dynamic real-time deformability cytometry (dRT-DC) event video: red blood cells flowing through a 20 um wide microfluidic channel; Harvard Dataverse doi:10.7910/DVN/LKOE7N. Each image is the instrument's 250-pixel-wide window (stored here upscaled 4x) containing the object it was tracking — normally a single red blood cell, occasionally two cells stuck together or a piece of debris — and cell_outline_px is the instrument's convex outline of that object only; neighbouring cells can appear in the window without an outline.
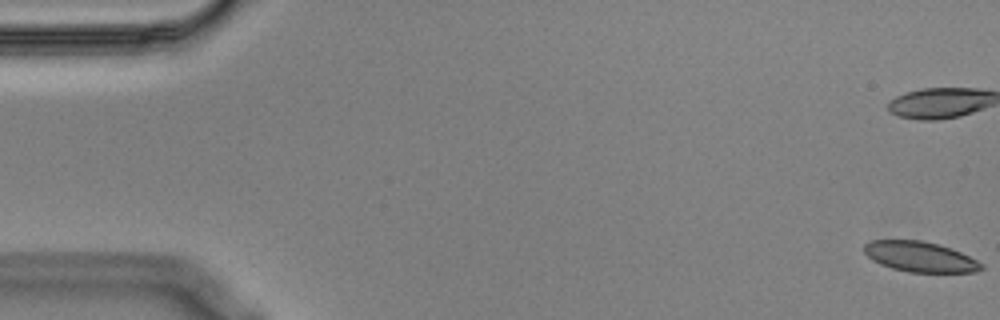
{"species": "Egyptian fruit bat (a non-hibernating species)", "species_latin": "Rousettus aegyptiacus", "temperature_condition": "cold", "stored_images_in_passage": 57, "camera_frame_rate_fps": 3000, "um_per_image_px": 0.085, "animal": {"sex": "male"}, "frame": {"image": 1, "passage_image": 1, "time_ms": 0.0, "image_size_px": [1000, 320], "cell_outline_px": [[984, 268], [976, 272], [908, 272], [892, 268], [880, 264], [872, 260], [864, 252], [864, 244], [872, 240], [920, 240], [940, 244], [952, 248], [984, 264]], "centroid_in_image_um": [78.21, 21.82], "position_along_channel_um": 6.8, "area_um2": 20.75}}